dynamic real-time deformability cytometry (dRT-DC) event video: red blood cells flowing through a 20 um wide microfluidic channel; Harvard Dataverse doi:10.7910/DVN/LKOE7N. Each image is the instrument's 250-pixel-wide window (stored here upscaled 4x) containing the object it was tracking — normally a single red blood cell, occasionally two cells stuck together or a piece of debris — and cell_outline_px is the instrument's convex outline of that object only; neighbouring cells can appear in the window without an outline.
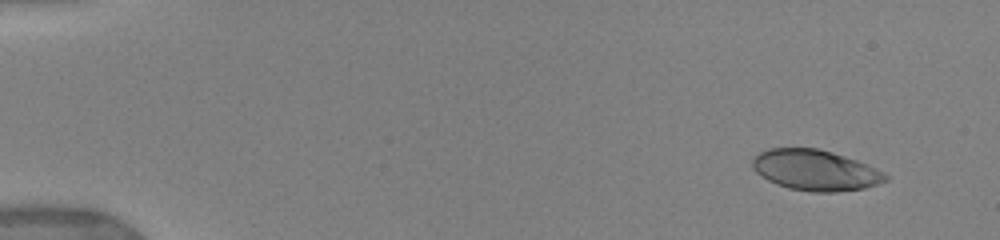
{"species": "human", "species_latin": "Homo sapiens", "temperature_condition": "warm", "stored_images_in_passage": 30, "camera_frame_rate_fps": 3000, "um_per_image_px": 0.085, "donor": {"sex": "female"}, "frame": {"image": 1, "passage_image": 1, "time_ms": 0.0, "image_size_px": [1000, 240], "cell_outline_px": [[888, 180], [864, 188], [836, 192], [812, 192], [788, 188], [776, 184], [768, 180], [756, 172], [752, 168], [752, 160], [760, 152], [768, 148], [816, 148], [832, 152], [856, 160], [876, 168], [884, 172], [888, 176]], "centroid_in_image_um": [69.29, 14.47], "position_along_channel_um": 15.7, "area_um2": 31.44}}
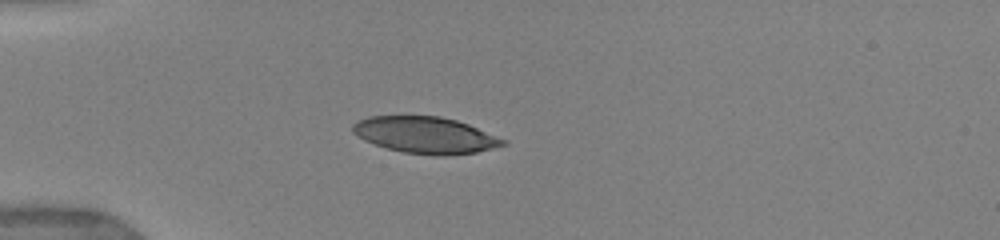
{"frame": {"image": 2, "passage_image": 11, "time_ms": 3.667, "image_size_px": [1000, 240], "cell_outline_px": [[508, 144], [476, 152], [448, 156], [436, 156], [404, 152], [388, 148], [364, 140], [352, 132], [352, 124], [368, 116], [440, 116], [456, 120], [468, 124], [508, 140]], "centroid_in_image_um": [36.19, 11.48], "position_along_channel_um": 48.8, "area_um2": 32.02}}